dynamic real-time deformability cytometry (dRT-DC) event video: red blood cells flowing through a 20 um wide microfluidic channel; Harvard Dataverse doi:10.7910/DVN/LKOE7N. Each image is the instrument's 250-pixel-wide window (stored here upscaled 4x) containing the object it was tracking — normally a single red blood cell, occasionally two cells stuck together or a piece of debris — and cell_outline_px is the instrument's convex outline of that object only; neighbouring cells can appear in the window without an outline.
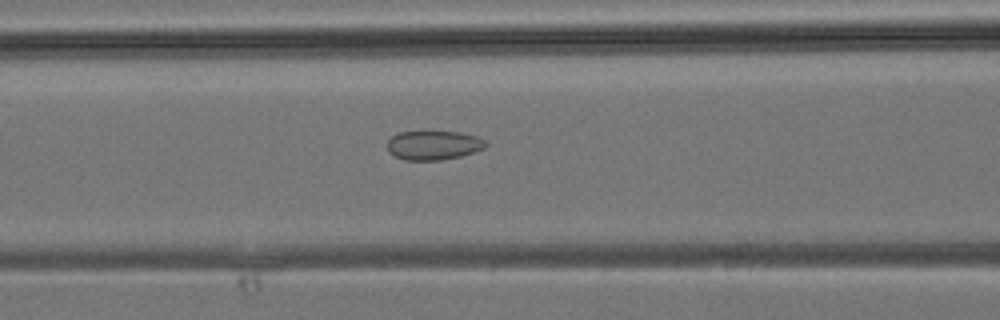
{"species": "common noctule bat (a hibernating species)", "species_latin": "Nyctalus noctula", "temperature_condition": "room temperature", "stored_images_in_passage": 34, "camera_frame_rate_fps": 3000, "um_per_image_px": 0.085, "animal": {"sex": "male", "body_mass_g": 19.2, "forearm_length_mm": 51.8}, "frame": {"image": 1, "passage_image": 15, "time_ms": 4.667, "image_size_px": [1000, 320], "cell_outline_px": [[488, 144], [484, 148], [460, 156], [440, 160], [404, 160], [388, 152], [388, 140], [392, 136], [400, 132], [428, 128], [460, 132], [480, 136]], "centroid_in_image_um": [36.85, 12.28], "position_along_channel_um": 129.8, "area_um2": 17.51}}
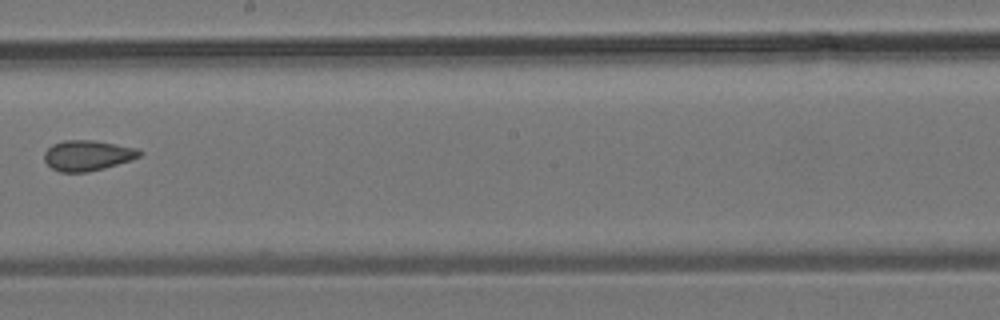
{"frame": {"image": 2, "passage_image": 21, "time_ms": 6.667, "image_size_px": [1000, 320], "cell_outline_px": [[144, 152], [140, 156], [132, 160], [104, 168], [88, 172], [60, 172], [52, 168], [44, 160], [44, 152], [52, 144], [64, 140], [96, 140], [140, 148]], "centroid_in_image_um": [7.48, 13.2], "position_along_channel_um": 240.7, "area_um2": 17.17}}
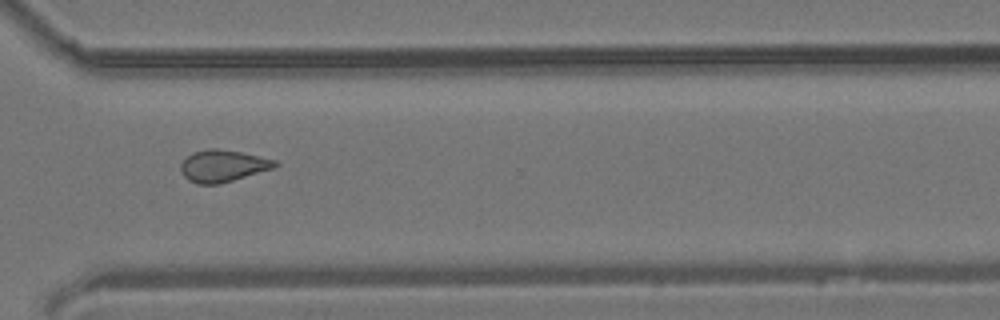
{"frame": {"image": 3, "passage_image": 27, "time_ms": 8.667, "image_size_px": [1000, 320], "cell_outline_px": [[280, 164], [272, 168], [220, 184], [196, 184], [188, 180], [180, 172], [180, 164], [192, 152], [208, 148], [216, 148], [240, 152], [260, 156], [276, 160]], "centroid_in_image_um": [18.91, 14.1], "position_along_channel_um": 351.7, "area_um2": 17.51}}